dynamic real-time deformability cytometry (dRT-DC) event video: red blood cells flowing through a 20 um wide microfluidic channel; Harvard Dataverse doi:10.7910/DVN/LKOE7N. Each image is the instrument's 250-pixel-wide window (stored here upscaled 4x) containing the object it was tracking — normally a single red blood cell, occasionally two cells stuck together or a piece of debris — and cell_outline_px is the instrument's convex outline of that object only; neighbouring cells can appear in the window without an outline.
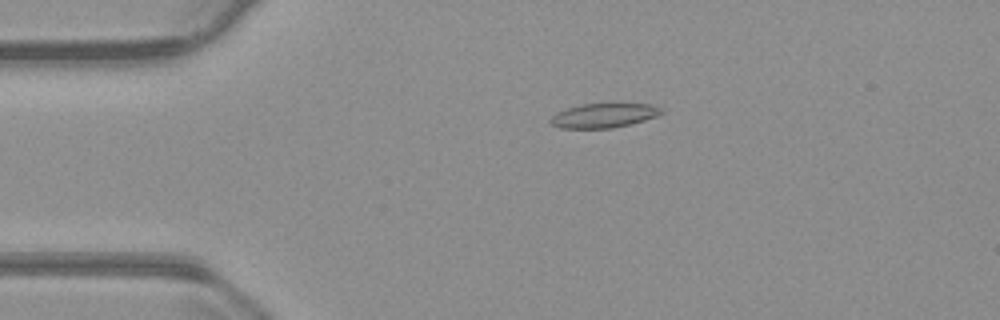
{"species": "common noctule bat (a hibernating species)", "species_latin": "Nyctalus noctula", "temperature_condition": "warm", "stored_images_in_passage": 56, "camera_frame_rate_fps": 3000, "um_per_image_px": 0.085, "animal": {"sex": "male", "body_mass_g": 23.1, "forearm_length_mm": 52.7}, "frame": {"image": 1, "passage_image": 12, "time_ms": 3.667, "image_size_px": [1000, 320], "cell_outline_px": [[664, 112], [656, 116], [644, 120], [612, 128], [560, 128], [552, 124], [548, 120], [556, 112], [568, 108], [584, 104], [652, 104], [660, 108]], "centroid_in_image_um": [51.3, 9.82], "position_along_channel_um": 33.7, "area_um2": 15.49}}
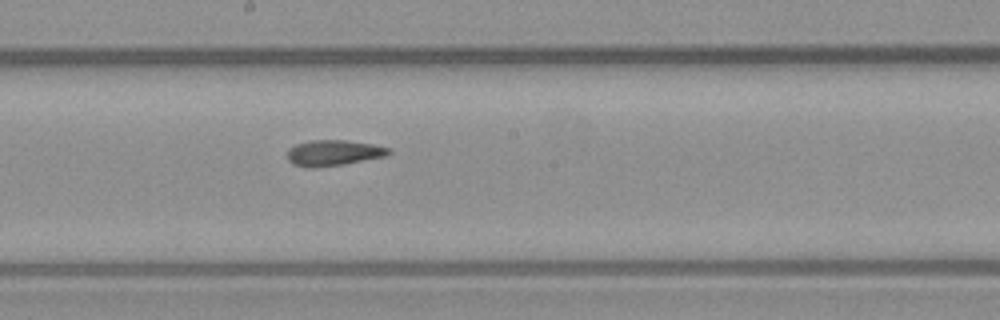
{"frame": {"image": 2, "passage_image": 30, "time_ms": 9.667, "image_size_px": [1000, 320], "cell_outline_px": [[392, 152], [388, 156], [344, 164], [312, 168], [308, 168], [292, 164], [288, 160], [288, 148], [296, 144], [312, 140], [344, 140], [372, 144], [392, 148]], "centroid_in_image_um": [28.38, 13.0], "position_along_channel_um": 219.8, "area_um2": 15.37}}
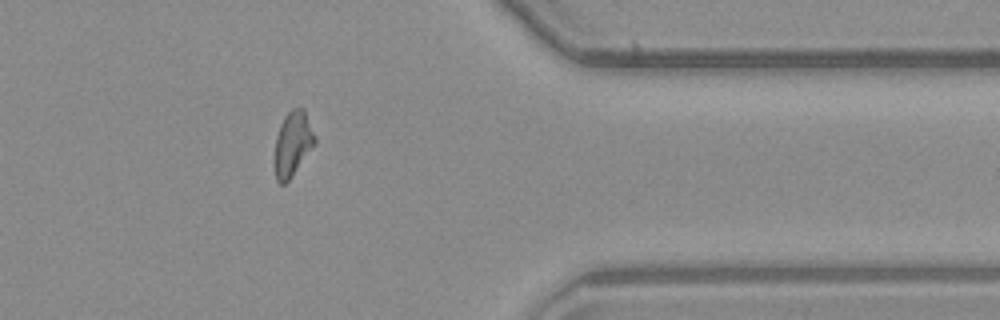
{"frame": {"image": 3, "passage_image": 45, "time_ms": 14.667, "image_size_px": [1000, 320], "cell_outline_px": [[316, 144], [288, 180], [284, 184], [280, 184], [276, 180], [272, 164], [272, 156], [276, 136], [280, 124], [284, 116], [292, 108], [304, 108], [316, 136]], "centroid_in_image_um": [24.84, 12.23], "position_along_channel_um": 386.6, "area_um2": 15.72}, "authors_computed_cell_mechanics": {"area_um2": 15.3748, "velocity_mm_per_s": 3.7357, "shape_relaxation_time_tau1_ms": null, "shape_relaxation_time_tau2_ms": 3.9671, "deformation_change_tau1": null, "deformation_change_tau2": 0.1145}}